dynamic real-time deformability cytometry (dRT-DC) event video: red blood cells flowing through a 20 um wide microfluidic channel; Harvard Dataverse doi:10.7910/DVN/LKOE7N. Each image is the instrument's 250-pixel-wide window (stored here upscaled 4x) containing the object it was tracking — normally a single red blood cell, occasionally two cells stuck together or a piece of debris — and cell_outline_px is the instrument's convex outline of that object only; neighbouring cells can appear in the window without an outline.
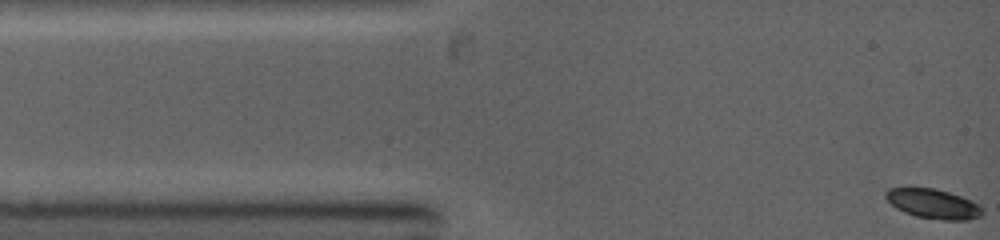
{"species": "common noctule bat (a hibernating species)", "species_latin": "Nyctalus noctula", "temperature_condition": "warm", "stored_images_in_passage": 38, "camera_frame_rate_fps": 5000, "um_per_image_px": 0.085, "animal": {"sex": "female", "body_mass_g": 19.0, "forearm_length_mm": 53.3}, "frame": {"image": 1, "passage_image": 1, "time_ms": 0.0, "image_size_px": [1000, 240], "cell_outline_px": [[984, 212], [980, 216], [968, 220], [944, 220], [916, 216], [904, 212], [896, 208], [884, 196], [884, 192], [888, 188], [932, 188], [948, 192], [972, 200], [980, 204], [984, 208]], "centroid_in_image_um": [79.35, 17.33], "position_along_channel_um": 5.6, "area_um2": 16.7}}
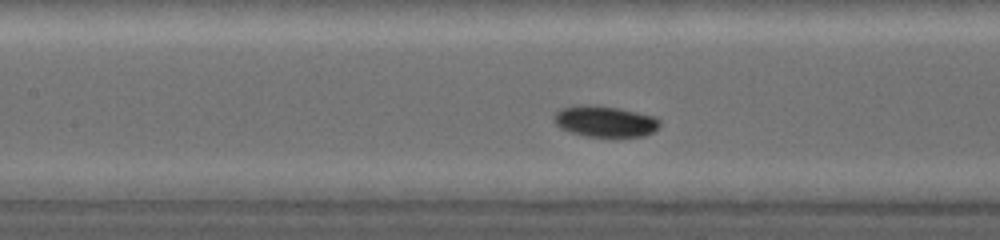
{"frame": {"image": 2, "passage_image": 18, "time_ms": 4.8, "image_size_px": [1000, 240], "cell_outline_px": [[660, 124], [652, 132], [644, 136], [584, 136], [560, 128], [552, 120], [556, 112], [560, 108], [584, 104], [592, 104], [620, 108], [656, 116], [660, 120]], "centroid_in_image_um": [51.41, 10.29], "position_along_channel_um": 156.0, "area_um2": 19.25}}
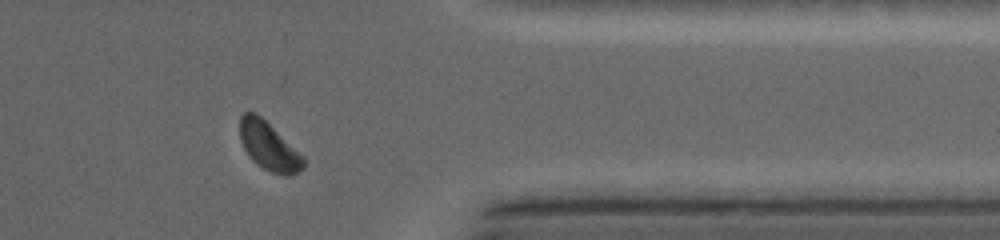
{"frame": {"image": 3, "passage_image": 34, "time_ms": 10.2, "image_size_px": [1000, 240], "cell_outline_px": [[304, 168], [300, 172], [288, 176], [284, 176], [272, 172], [256, 164], [252, 160], [244, 148], [240, 140], [240, 116], [244, 112], [256, 112], [304, 156]], "centroid_in_image_um": [22.86, 12.44], "position_along_channel_um": 388.5, "area_um2": 17.86}}